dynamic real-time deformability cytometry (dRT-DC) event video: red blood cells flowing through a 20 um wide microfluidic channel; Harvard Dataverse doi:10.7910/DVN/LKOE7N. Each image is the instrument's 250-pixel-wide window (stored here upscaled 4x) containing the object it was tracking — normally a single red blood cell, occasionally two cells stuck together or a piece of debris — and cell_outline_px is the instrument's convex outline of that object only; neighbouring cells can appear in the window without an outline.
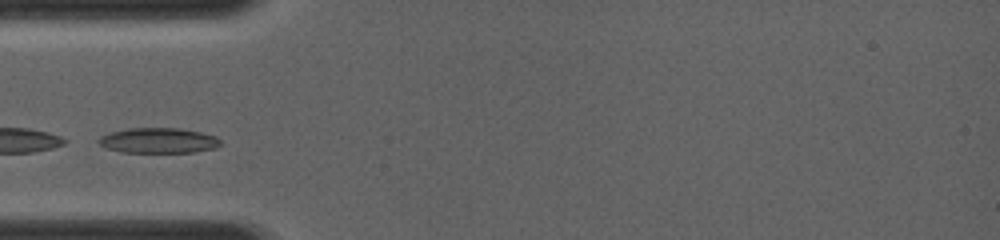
{"species": "common noctule bat (a hibernating species)", "species_latin": "Nyctalus noctula", "temperature_condition": "room temperature", "stored_images_in_passage": 30, "camera_frame_rate_fps": 4000, "um_per_image_px": 0.085, "animal": {"sex": "female", "body_mass_g": 19.0, "forearm_length_mm": 56.7}, "frame": {"image": 1, "passage_image": 1, "time_ms": 0.0, "image_size_px": [1000, 240], "cell_outline_px": [[220, 144], [216, 148], [196, 152], [120, 152], [108, 148], [100, 144], [96, 140], [100, 136], [112, 132], [128, 128], [180, 128], [200, 132], [216, 136], [220, 140]], "centroid_in_image_um": [13.48, 11.94], "position_along_channel_um": 71.5, "area_um2": 17.92}}